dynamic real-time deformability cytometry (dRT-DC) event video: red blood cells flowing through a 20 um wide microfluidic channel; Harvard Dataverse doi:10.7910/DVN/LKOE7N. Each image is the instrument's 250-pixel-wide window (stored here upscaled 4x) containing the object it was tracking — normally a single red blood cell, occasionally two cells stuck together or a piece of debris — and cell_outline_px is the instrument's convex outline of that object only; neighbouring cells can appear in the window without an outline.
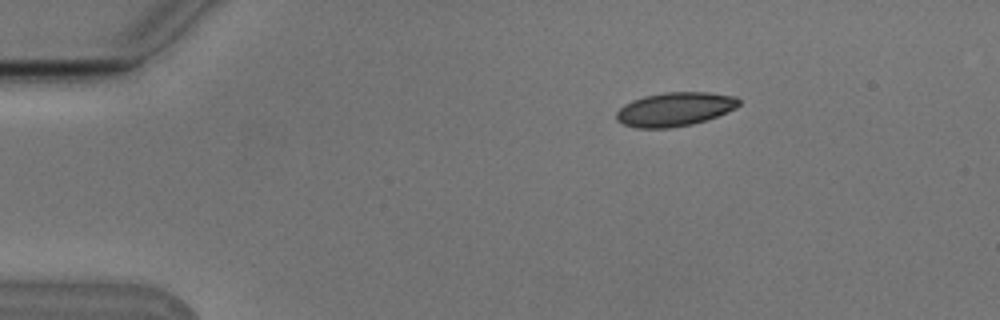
{"species": "Egyptian fruit bat (a non-hibernating species)", "species_latin": "Rousettus aegyptiacus", "temperature_condition": "cold", "stored_images_in_passage": 3, "camera_frame_rate_fps": 3000, "um_per_image_px": 0.085, "animal": {"sex": "male"}, "frame": {"image": 1, "passage_image": 1, "time_ms": 0.0, "image_size_px": [1000, 320], "cell_outline_px": [[740, 104], [736, 108], [708, 120], [692, 124], [672, 128], [636, 128], [624, 124], [616, 120], [616, 112], [624, 104], [632, 100], [644, 96], [664, 92], [708, 92], [736, 96], [740, 100]], "centroid_in_image_um": [57.37, 9.28], "position_along_channel_um": 27.6, "area_um2": 24.39}}